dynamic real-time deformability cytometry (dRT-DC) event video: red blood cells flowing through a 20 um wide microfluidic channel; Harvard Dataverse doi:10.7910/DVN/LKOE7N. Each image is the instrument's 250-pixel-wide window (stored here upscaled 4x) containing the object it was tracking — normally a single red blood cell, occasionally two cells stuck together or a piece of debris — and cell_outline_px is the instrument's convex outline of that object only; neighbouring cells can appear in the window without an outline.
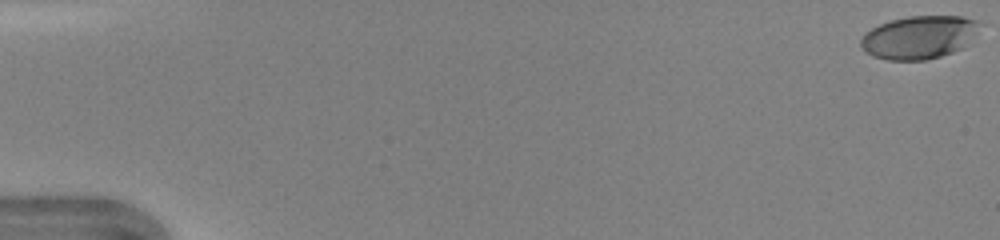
{"species": "human", "species_latin": "Homo sapiens", "temperature_condition": "warm", "stored_images_in_passage": 48, "camera_frame_rate_fps": 3000, "um_per_image_px": 0.085, "donor": {"sex": "female"}, "frame": {"image": 1, "passage_image": 1, "time_ms": 0.0, "image_size_px": [1000, 240], "cell_outline_px": [[976, 20], [964, 48], [940, 56], [924, 60], [888, 60], [872, 56], [864, 52], [860, 44], [860, 40], [872, 28], [880, 24], [892, 20], [908, 16], [960, 16]], "centroid_in_image_um": [78.0, 3.19], "position_along_channel_um": 7.0, "area_um2": 28.96}}
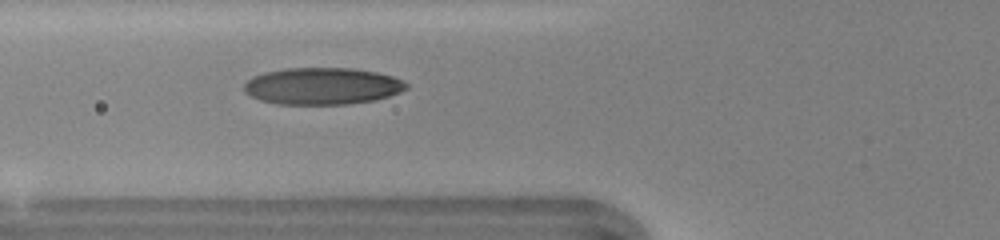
{"frame": {"image": 2, "passage_image": 19, "time_ms": 6.0, "image_size_px": [1000, 240], "cell_outline_px": [[408, 88], [400, 92], [376, 100], [348, 104], [276, 104], [260, 100], [244, 92], [244, 84], [252, 76], [264, 72], [288, 68], [352, 68], [376, 72], [392, 76], [408, 84]], "centroid_in_image_um": [27.38, 7.32], "position_along_channel_um": 98.4, "area_um2": 34.91}}
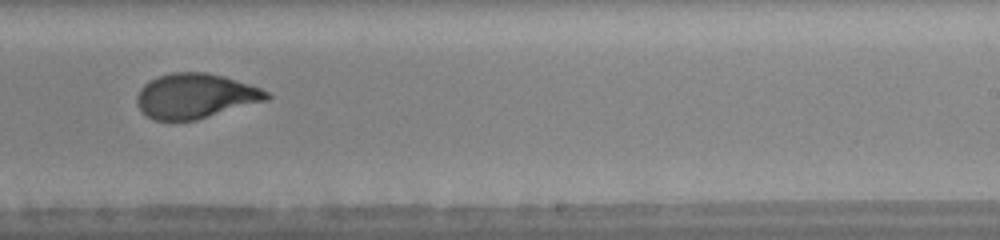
{"frame": {"image": 3, "passage_image": 31, "time_ms": 10.0, "image_size_px": [1000, 240], "cell_outline_px": [[272, 96], [268, 100], [196, 120], [172, 124], [156, 120], [148, 116], [136, 104], [136, 96], [140, 88], [148, 80], [172, 72], [208, 72], [224, 76], [260, 88], [268, 92]], "centroid_in_image_um": [16.58, 8.18], "position_along_channel_um": 272.4, "area_um2": 34.45}, "authors_computed_cell_mechanics": {"area_um2": 34.0442, "velocity_mm_per_s": 4.342, "shape_relaxation_time_tau1_ms": 3.5447, "shape_relaxation_time_tau2_ms": 0.8295, "deformation_change_tau1": 0.1872, "deformation_change_tau2": 0.0634}}